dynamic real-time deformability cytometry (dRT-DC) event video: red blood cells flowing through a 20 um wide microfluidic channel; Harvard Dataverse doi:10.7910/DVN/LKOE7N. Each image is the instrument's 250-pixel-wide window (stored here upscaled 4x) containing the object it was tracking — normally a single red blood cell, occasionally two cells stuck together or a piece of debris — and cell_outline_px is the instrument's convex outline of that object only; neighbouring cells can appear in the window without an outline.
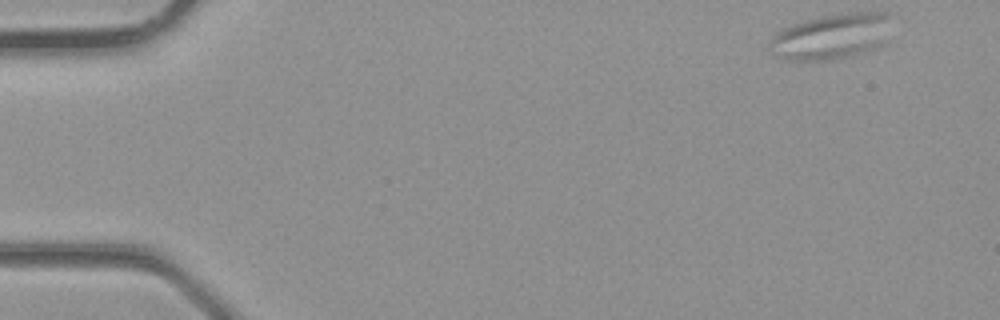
{"species": "common noctule bat (a hibernating species)", "species_latin": "Nyctalus noctula", "temperature_condition": "room temperature", "stored_images_in_passage": 4, "camera_frame_rate_fps": 3000, "um_per_image_px": 0.085, "animal": {"sex": "male", "body_mass_g": 23.1, "forearm_length_mm": 52.7}, "frame": {"image": 1, "passage_image": 4, "time_ms": 1.0, "image_size_px": [1000, 320], "cell_outline_px": [[892, 16], [880, 44], [872, 48], [852, 56], [832, 60], [788, 60], [772, 52], [768, 48], [768, 44], [772, 36], [776, 32], [792, 24], [804, 20], [820, 16], [852, 12], [888, 12]], "centroid_in_image_um": [70.61, 3.08], "position_along_channel_um": 14.4, "area_um2": 32.02}}